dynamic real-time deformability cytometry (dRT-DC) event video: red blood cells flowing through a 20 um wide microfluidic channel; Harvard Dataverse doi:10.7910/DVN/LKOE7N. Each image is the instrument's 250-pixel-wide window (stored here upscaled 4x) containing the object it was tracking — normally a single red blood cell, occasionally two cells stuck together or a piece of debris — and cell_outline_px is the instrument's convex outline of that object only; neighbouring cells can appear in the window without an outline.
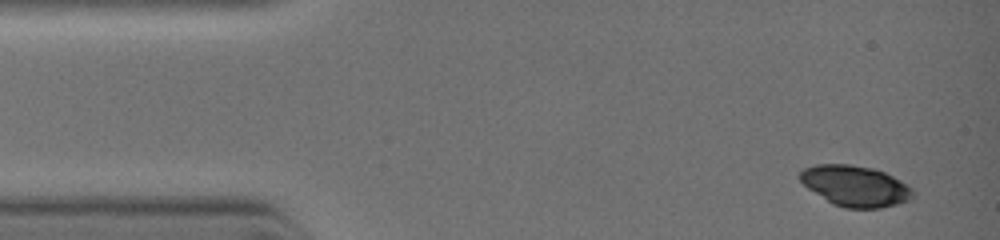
{"species": "common noctule bat (a hibernating species)", "species_latin": "Nyctalus noctula", "temperature_condition": "warm", "stored_images_in_passage": 5, "camera_frame_rate_fps": 3000, "um_per_image_px": 0.085, "animal": {"sex": "female", "body_mass_g": 19.0, "forearm_length_mm": 51.5}, "frame": {"image": 1, "passage_image": 1, "time_ms": 0.0, "image_size_px": [1000, 240], "cell_outline_px": [[912, 196], [908, 200], [896, 204], [880, 208], [844, 208], [832, 204], [808, 188], [800, 180], [800, 172], [804, 168], [816, 164], [848, 164], [876, 168], [900, 180], [912, 188]], "centroid_in_image_um": [72.68, 15.8], "position_along_channel_um": 12.3, "area_um2": 26.7}}
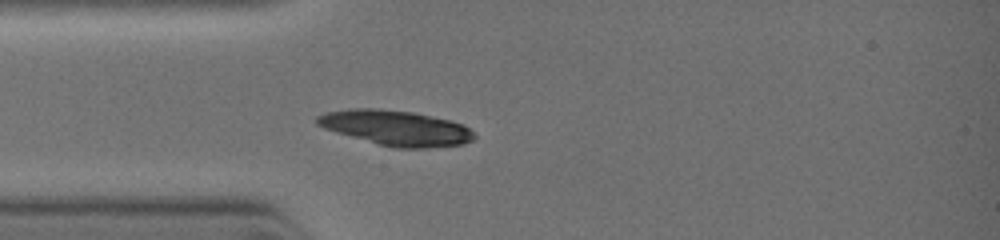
{"frame": {"image": 2, "passage_image": 5, "time_ms": 2.333, "image_size_px": [1000, 240], "cell_outline_px": [[476, 136], [472, 140], [464, 144], [428, 148], [392, 148], [336, 132], [324, 128], [316, 124], [316, 116], [324, 112], [348, 108], [380, 108], [412, 112], [448, 120], [464, 124]], "centroid_in_image_um": [33.62, 10.87], "position_along_channel_um": 51.4, "area_um2": 32.25}}